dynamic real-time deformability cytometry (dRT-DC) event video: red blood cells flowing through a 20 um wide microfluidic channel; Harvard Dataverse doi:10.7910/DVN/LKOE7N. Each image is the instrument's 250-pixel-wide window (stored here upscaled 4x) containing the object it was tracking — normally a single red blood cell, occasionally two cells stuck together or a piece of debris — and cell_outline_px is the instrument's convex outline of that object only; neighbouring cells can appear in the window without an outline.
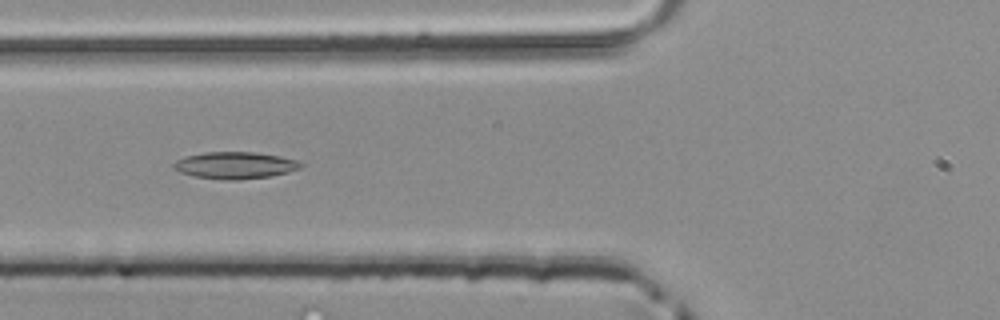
{"species": "common noctule bat (a hibernating species)", "species_latin": "Nyctalus noctula", "temperature_condition": "room temperature", "stored_images_in_passage": 30, "camera_frame_rate_fps": 3000, "um_per_image_px": 0.085, "animal": {"sex": "male", "body_mass_g": 20.4}, "frame": {"image": 1, "passage_image": 4, "time_ms": 1.0, "image_size_px": [1000, 320], "cell_outline_px": [[304, 164], [300, 168], [288, 172], [272, 176], [236, 180], [220, 180], [196, 176], [180, 172], [172, 168], [172, 164], [176, 160], [184, 156], [204, 152], [256, 152], [280, 156], [296, 160]], "centroid_in_image_um": [19.96, 14.05], "position_along_channel_um": 105.8, "area_um2": 20.06}}
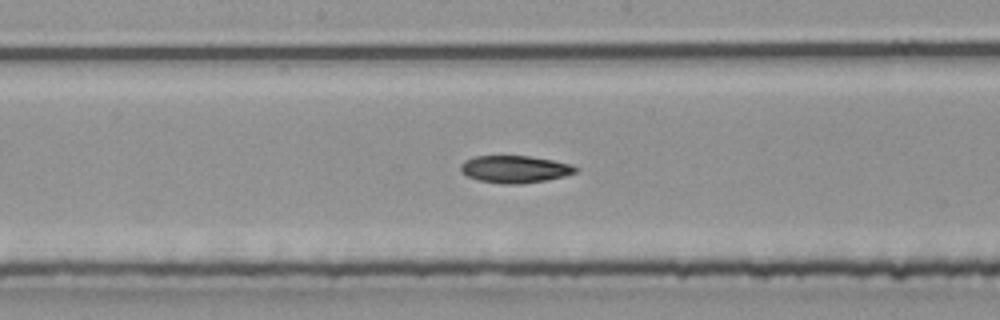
{"frame": {"image": 2, "passage_image": 11, "time_ms": 3.333, "image_size_px": [1000, 320], "cell_outline_px": [[580, 168], [576, 172], [564, 176], [544, 180], [520, 184], [504, 184], [480, 180], [468, 176], [460, 168], [460, 164], [464, 160], [472, 156], [528, 156], [552, 160], [568, 164]], "centroid_in_image_um": [43.75, 14.37], "position_along_channel_um": 204.5, "area_um2": 18.03}}
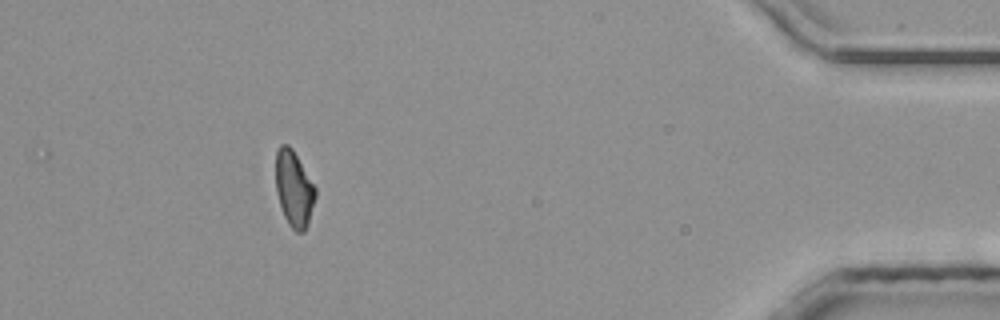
{"frame": {"image": 3, "passage_image": 30, "time_ms": 9.667, "image_size_px": [1000, 320], "cell_outline_px": [[316, 196], [308, 224], [304, 232], [296, 232], [288, 224], [284, 216], [276, 192], [276, 152], [280, 144], [288, 144], [292, 148], [316, 188]], "centroid_in_image_um": [24.99, 16.05], "position_along_channel_um": 410.2, "area_um2": 17.51}}